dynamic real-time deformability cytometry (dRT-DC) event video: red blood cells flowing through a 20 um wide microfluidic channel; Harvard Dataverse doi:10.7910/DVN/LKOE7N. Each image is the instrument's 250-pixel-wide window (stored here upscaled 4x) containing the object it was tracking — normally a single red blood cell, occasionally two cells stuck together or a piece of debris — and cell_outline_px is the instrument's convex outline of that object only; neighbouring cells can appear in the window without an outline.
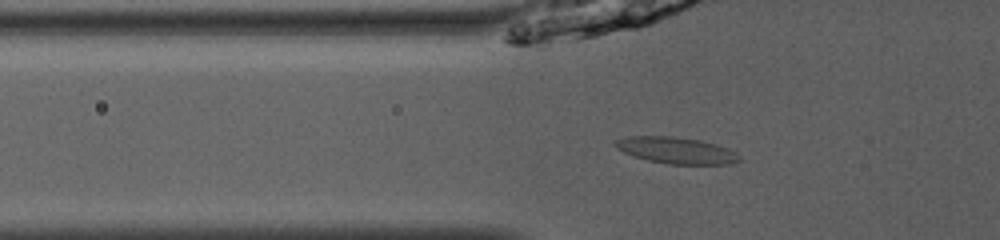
{"species": "common noctule bat (a hibernating species)", "species_latin": "Nyctalus noctula", "temperature_condition": "room temperature", "stored_images_in_passage": 39, "camera_frame_rate_fps": 3000, "um_per_image_px": 0.085, "animal": {"sex": "male", "body_mass_g": 13.0, "forearm_length_mm": 53.1}, "frame": {"image": 1, "passage_image": 7, "time_ms": 2.0, "image_size_px": [1000, 240], "cell_outline_px": [[740, 160], [728, 164], [668, 164], [648, 160], [632, 156], [616, 148], [612, 144], [612, 140], [628, 136], [676, 136], [700, 140], [716, 144], [728, 148], [736, 152], [740, 156]], "centroid_in_image_um": [57.43, 12.77], "position_along_channel_um": 68.4, "area_um2": 19.36}}
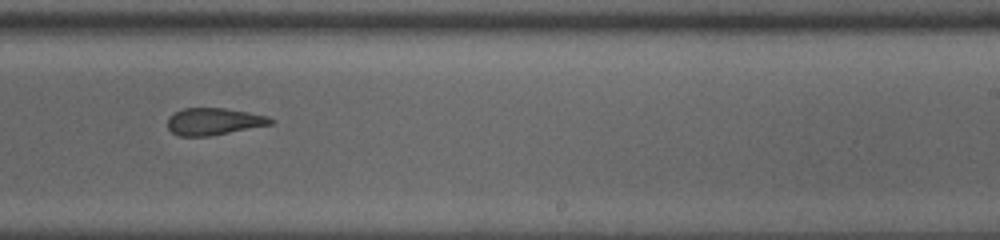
{"frame": {"image": 2, "passage_image": 22, "time_ms": 7.0, "image_size_px": [1000, 240], "cell_outline_px": [[276, 120], [272, 124], [208, 136], [180, 136], [172, 132], [168, 128], [168, 116], [184, 108], [224, 108], [268, 116]], "centroid_in_image_um": [18.17, 10.32], "position_along_channel_um": 270.8, "area_um2": 16.07}}
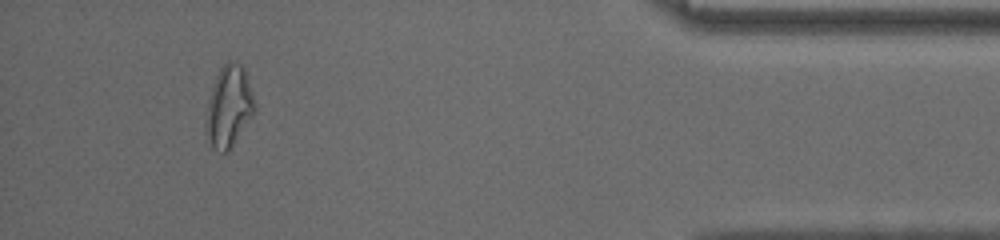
{"frame": {"image": 3, "passage_image": 36, "time_ms": 11.667, "image_size_px": [1000, 240], "cell_outline_px": [[256, 108], [252, 116], [228, 152], [220, 152], [212, 148], [208, 136], [204, 120], [208, 100], [216, 76], [220, 68], [228, 60], [232, 60], [240, 64], [244, 68], [256, 104]], "centroid_in_image_um": [19.45, 9.05], "position_along_channel_um": 415.8, "area_um2": 23.0}, "authors_computed_cell_mechanics": {"area_um2": 18.0336, "velocity_mm_per_s": 4.0759, "shape_relaxation_time_tau1_ms": 5.3368, "shape_relaxation_time_tau2_ms": 0.5525, "deformation_change_tau1": 0.1403, "deformation_change_tau2": 0.077}}